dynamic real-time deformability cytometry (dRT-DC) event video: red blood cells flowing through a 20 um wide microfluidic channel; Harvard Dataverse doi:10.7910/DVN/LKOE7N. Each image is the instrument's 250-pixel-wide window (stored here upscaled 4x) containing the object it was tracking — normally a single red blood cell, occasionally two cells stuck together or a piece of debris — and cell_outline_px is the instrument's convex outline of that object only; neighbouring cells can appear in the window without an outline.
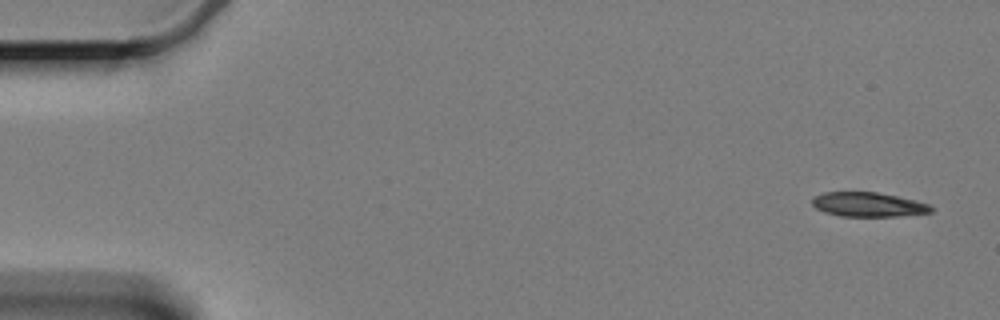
{"species": "Egyptian fruit bat (a non-hibernating species)", "species_latin": "Rousettus aegyptiacus", "temperature_condition": "cold", "stored_images_in_passage": 10, "camera_frame_rate_fps": 3000, "um_per_image_px": 0.085, "animal": {"sex": "female"}, "frame": {"image": 1, "passage_image": 1, "time_ms": 0.0, "image_size_px": [1000, 320], "cell_outline_px": [[932, 212], [896, 216], [840, 216], [824, 212], [816, 208], [812, 204], [812, 196], [824, 192], [876, 192], [916, 200], [928, 204], [932, 208]], "centroid_in_image_um": [73.75, 17.38], "position_along_channel_um": 11.2, "area_um2": 16.82}}